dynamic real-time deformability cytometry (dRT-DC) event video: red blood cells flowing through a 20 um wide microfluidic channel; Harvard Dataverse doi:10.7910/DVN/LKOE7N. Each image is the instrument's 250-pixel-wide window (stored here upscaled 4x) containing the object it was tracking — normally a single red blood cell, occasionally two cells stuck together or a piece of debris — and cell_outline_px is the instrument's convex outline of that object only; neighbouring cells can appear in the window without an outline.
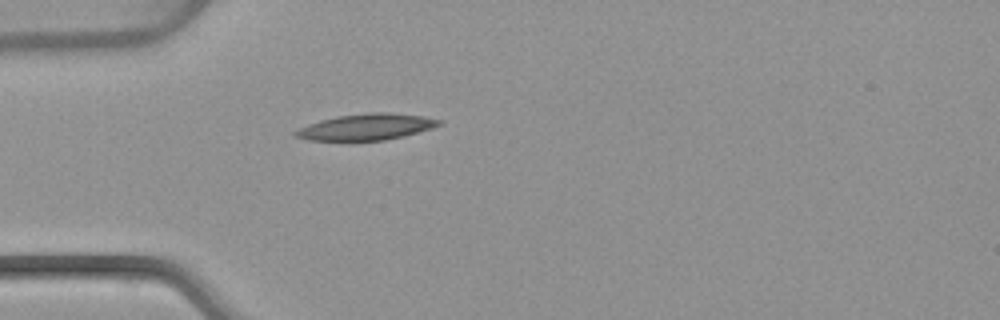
{"species": "common noctule bat (a hibernating species)", "species_latin": "Nyctalus noctula", "temperature_condition": "warm", "stored_images_in_passage": 1, "camera_frame_rate_fps": 3000, "um_per_image_px": 0.085, "animal": {"sex": "female", "body_mass_g": 22.7, "forearm_length_mm": 54.2}, "frame": {"image": 1, "passage_image": 1, "time_ms": 0.0, "image_size_px": [1000, 320], "cell_outline_px": [[440, 124], [432, 128], [404, 136], [384, 140], [308, 140], [292, 136], [292, 132], [308, 124], [320, 120], [336, 116], [368, 112], [388, 112], [424, 116], [440, 120]], "centroid_in_image_um": [31.1, 10.78], "position_along_channel_um": 53.9, "area_um2": 21.91}}